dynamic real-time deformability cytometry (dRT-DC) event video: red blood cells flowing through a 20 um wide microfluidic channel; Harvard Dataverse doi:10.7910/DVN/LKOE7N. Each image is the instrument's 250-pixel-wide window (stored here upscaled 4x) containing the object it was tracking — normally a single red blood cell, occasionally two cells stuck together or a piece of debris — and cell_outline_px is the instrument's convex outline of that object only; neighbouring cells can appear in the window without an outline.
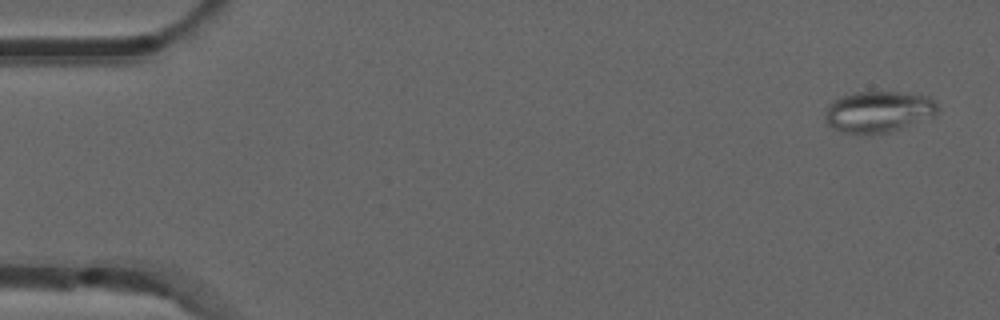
{"species": "common noctule bat (a hibernating species)", "species_latin": "Nyctalus noctula", "temperature_condition": "room temperature", "stored_images_in_passage": 51, "camera_frame_rate_fps": 3000, "um_per_image_px": 0.085, "animal": {"sex": "male", "forearm_length_mm": 52.5}, "frame": {"image": 1, "passage_image": 1, "time_ms": 0.0, "image_size_px": [1000, 320], "cell_outline_px": [[940, 112], [932, 116], [900, 128], [888, 132], [840, 132], [832, 128], [824, 120], [824, 112], [828, 104], [840, 96], [856, 92], [896, 92], [928, 96], [940, 108]], "centroid_in_image_um": [74.63, 9.47], "position_along_channel_um": 10.4, "area_um2": 26.7}}
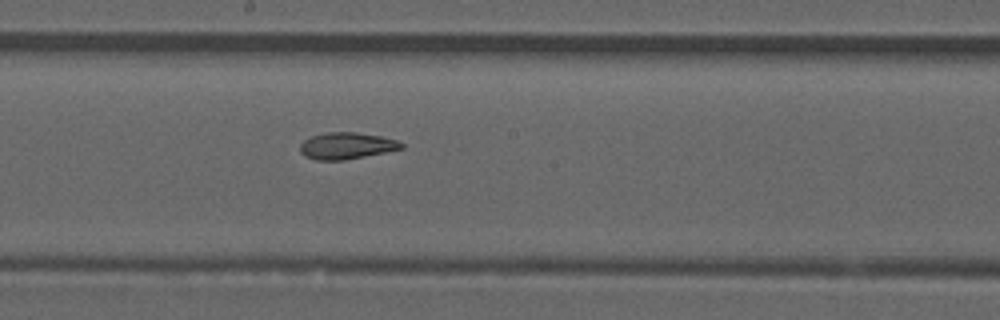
{"frame": {"image": 2, "passage_image": 27, "time_ms": 8.667, "image_size_px": [1000, 320], "cell_outline_px": [[404, 148], [344, 160], [316, 160], [304, 156], [300, 152], [300, 144], [304, 140], [312, 136], [328, 132], [356, 132], [380, 136], [396, 140], [404, 144]], "centroid_in_image_um": [29.43, 12.39], "position_along_channel_um": 218.8, "area_um2": 15.61}}
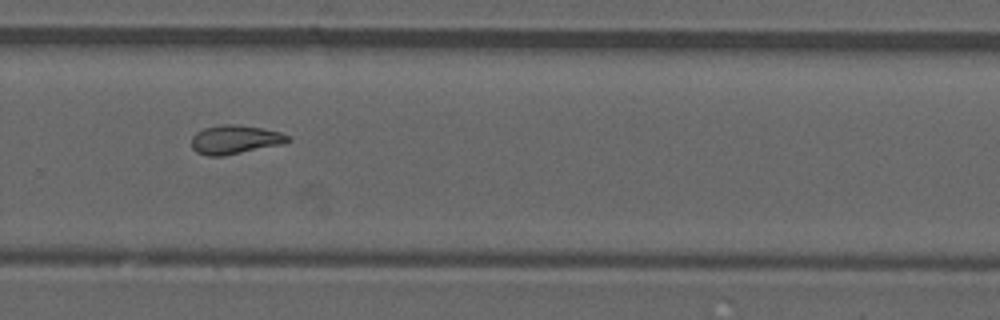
{"frame": {"image": 3, "passage_image": 34, "time_ms": 11.0, "image_size_px": [1000, 320], "cell_outline_px": [[292, 140], [280, 144], [224, 156], [208, 156], [196, 152], [192, 148], [192, 136], [196, 132], [204, 128], [220, 124], [236, 124], [260, 128], [280, 132], [288, 136]], "centroid_in_image_um": [19.93, 11.86], "position_along_channel_um": 309.9, "area_um2": 16.07}, "authors_computed_cell_mechanics": {"area_um2": 16.5886, "velocity_mm_per_s": 3.9257, "shape_relaxation_time_tau1_ms": null, "shape_relaxation_time_tau2_ms": 3.9948, "deformation_change_tau1": null, "deformation_change_tau2": 0.1151}}